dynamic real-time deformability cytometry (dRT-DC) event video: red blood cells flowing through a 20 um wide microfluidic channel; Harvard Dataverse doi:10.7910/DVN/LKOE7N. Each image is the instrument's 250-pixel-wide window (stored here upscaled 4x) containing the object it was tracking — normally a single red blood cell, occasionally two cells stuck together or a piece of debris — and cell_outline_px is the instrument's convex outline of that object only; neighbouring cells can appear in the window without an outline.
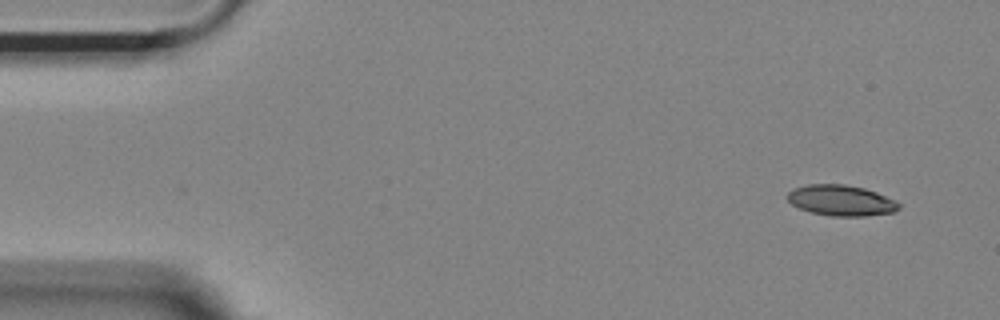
{"species": "Egyptian fruit bat (a non-hibernating species)", "species_latin": "Rousettus aegyptiacus", "temperature_condition": "room temperature", "stored_images_in_passage": 51, "camera_frame_rate_fps": 3000, "um_per_image_px": 0.085, "animal": {"sex": "female"}, "frame": {"image": 1, "passage_image": 1, "time_ms": 0.0, "image_size_px": [1000, 320], "cell_outline_px": [[900, 208], [892, 212], [864, 216], [832, 216], [812, 212], [800, 208], [792, 204], [788, 200], [788, 192], [792, 188], [808, 184], [844, 184], [864, 188], [876, 192], [896, 200], [900, 204]], "centroid_in_image_um": [71.5, 17.03], "position_along_channel_um": 13.5, "area_um2": 19.88}}
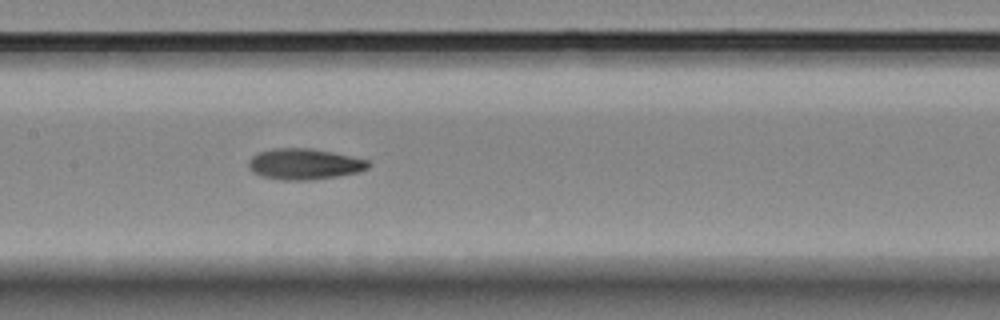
{"frame": {"image": 2, "passage_image": 23, "time_ms": 7.333, "image_size_px": [1000, 320], "cell_outline_px": [[372, 164], [368, 168], [360, 172], [340, 176], [308, 180], [280, 180], [260, 176], [252, 172], [248, 168], [248, 160], [252, 156], [260, 152], [272, 148], [312, 148], [332, 152], [368, 160]], "centroid_in_image_um": [25.86, 13.95], "position_along_channel_um": 181.5, "area_um2": 21.85}}
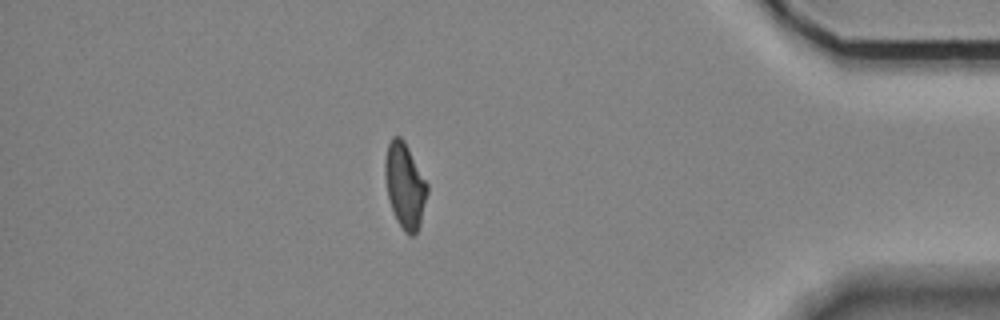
{"frame": {"image": 3, "passage_image": 44, "time_ms": 14.333, "image_size_px": [1000, 320], "cell_outline_px": [[428, 192], [420, 224], [416, 232], [412, 236], [408, 236], [404, 232], [396, 220], [392, 212], [388, 196], [384, 172], [384, 160], [388, 144], [392, 136], [400, 136], [404, 140], [428, 184]], "centroid_in_image_um": [34.4, 15.78], "position_along_channel_um": 400.8, "area_um2": 21.1}, "authors_computed_cell_mechanics": {"area_um2": 21.097, "velocity_mm_per_s": 3.703, "shape_relaxation_time_tau1_ms": 5.3244, "shape_relaxation_time_tau2_ms": 4.832, "deformation_change_tau1": 0.1558, "deformation_change_tau2": 0.1119}}